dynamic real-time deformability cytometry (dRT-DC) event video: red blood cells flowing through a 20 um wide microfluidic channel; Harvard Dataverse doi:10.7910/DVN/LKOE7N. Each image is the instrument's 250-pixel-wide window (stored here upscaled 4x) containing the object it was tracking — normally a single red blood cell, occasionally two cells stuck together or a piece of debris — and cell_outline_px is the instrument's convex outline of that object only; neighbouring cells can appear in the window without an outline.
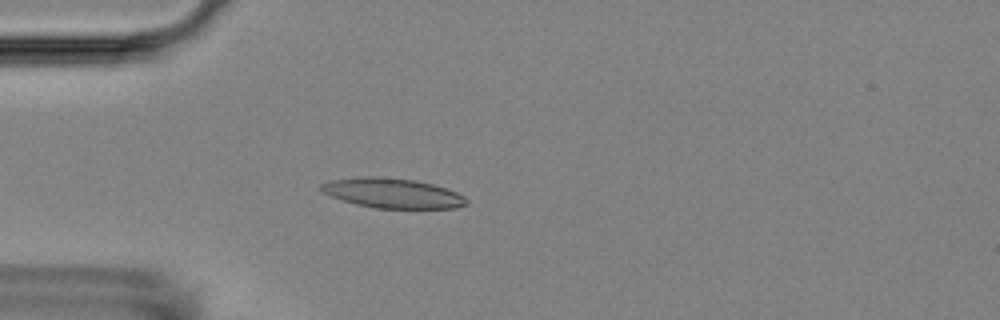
{"species": "Egyptian fruit bat (a non-hibernating species)", "species_latin": "Rousettus aegyptiacus", "temperature_condition": "room temperature", "stored_images_in_passage": 40, "camera_frame_rate_fps": 3000, "um_per_image_px": 0.085, "animal": {"sex": "female"}, "frame": {"image": 1, "passage_image": 8, "time_ms": 2.333, "image_size_px": [1000, 320], "cell_outline_px": [[468, 204], [456, 208], [376, 208], [356, 204], [320, 192], [316, 188], [320, 184], [332, 180], [364, 176], [376, 176], [412, 180], [432, 184], [456, 192], [464, 196], [468, 200]], "centroid_in_image_um": [33.33, 16.42], "position_along_channel_um": 51.7, "area_um2": 25.14}}
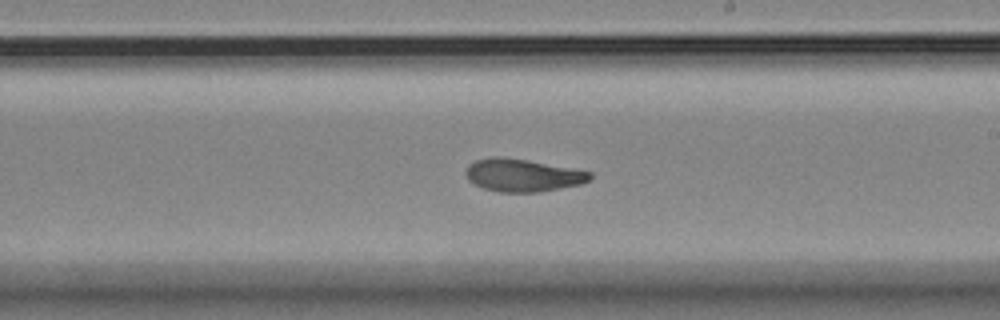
{"frame": {"image": 2, "passage_image": 25, "time_ms": 8.0, "image_size_px": [1000, 320], "cell_outline_px": [[592, 176], [588, 180], [580, 184], [540, 192], [500, 192], [484, 188], [468, 180], [464, 172], [468, 164], [476, 160], [496, 156], [500, 156], [572, 168], [592, 172]], "centroid_in_image_um": [44.39, 14.9], "position_along_channel_um": 244.6, "area_um2": 23.41}}
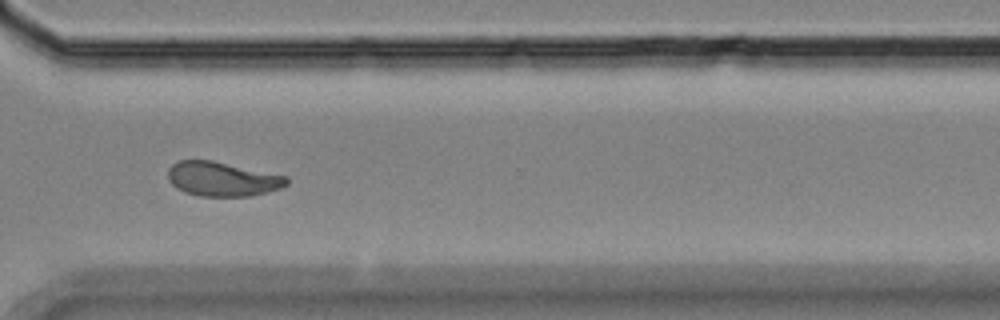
{"frame": {"image": 3, "passage_image": 34, "time_ms": 11.0, "image_size_px": [1000, 320], "cell_outline_px": [[288, 184], [280, 188], [268, 192], [248, 196], [200, 196], [184, 192], [176, 188], [168, 180], [168, 168], [172, 164], [180, 160], [212, 160], [288, 176]], "centroid_in_image_um": [18.89, 15.21], "position_along_channel_um": 351.7, "area_um2": 23.87}, "authors_computed_cell_mechanics": {"area_um2": 24.1604, "velocity_mm_per_s": 3.5724, "shape_relaxation_time_tau1_ms": null, "shape_relaxation_time_tau2_ms": 2.968, "deformation_change_tau1": null, "deformation_change_tau2": 0.0893}}